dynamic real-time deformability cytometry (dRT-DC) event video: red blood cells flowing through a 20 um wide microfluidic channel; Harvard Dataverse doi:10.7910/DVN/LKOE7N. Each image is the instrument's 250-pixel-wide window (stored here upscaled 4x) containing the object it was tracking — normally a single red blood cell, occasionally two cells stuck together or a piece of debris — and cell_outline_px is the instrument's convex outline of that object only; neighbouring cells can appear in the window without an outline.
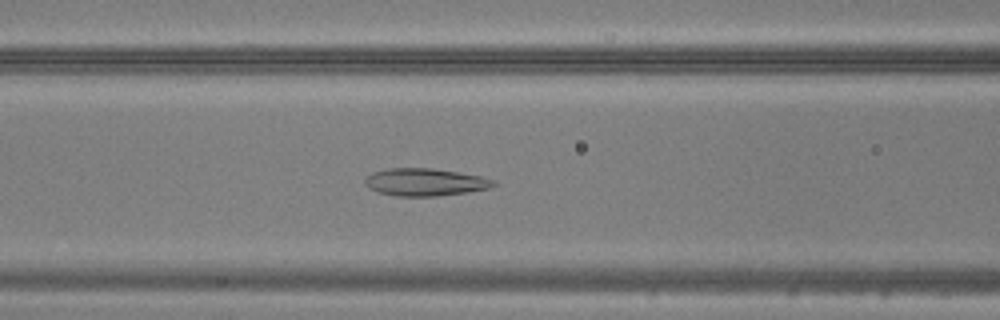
{"species": "common noctule bat (a hibernating species)", "species_latin": "Nyctalus noctula", "temperature_condition": "warm", "stored_images_in_passage": 48, "camera_frame_rate_fps": 3000, "um_per_image_px": 0.085, "animal": {"sex": "male", "body_mass_g": 20.5, "forearm_length_mm": 52.5}, "frame": {"image": 1, "passage_image": 20, "time_ms": 6.333, "image_size_px": [1000, 320], "cell_outline_px": [[496, 184], [488, 188], [468, 192], [436, 196], [396, 196], [380, 192], [368, 188], [364, 184], [364, 180], [372, 172], [384, 168], [432, 168], [480, 176], [496, 180]], "centroid_in_image_um": [36.1, 15.47], "position_along_channel_um": 130.5, "area_um2": 20.58}}
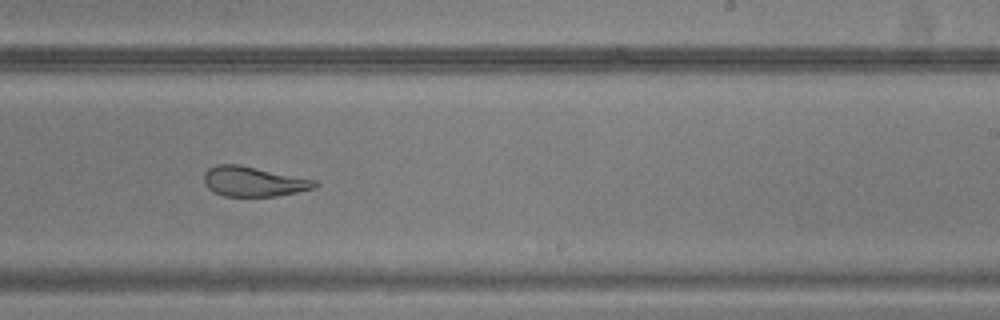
{"frame": {"image": 2, "passage_image": 30, "time_ms": 9.667, "image_size_px": [1000, 320], "cell_outline_px": [[320, 184], [316, 188], [276, 196], [224, 196], [208, 188], [204, 184], [204, 172], [208, 168], [216, 164], [240, 164], [316, 180]], "centroid_in_image_um": [21.55, 15.42], "position_along_channel_um": 267.4, "area_um2": 19.42}}
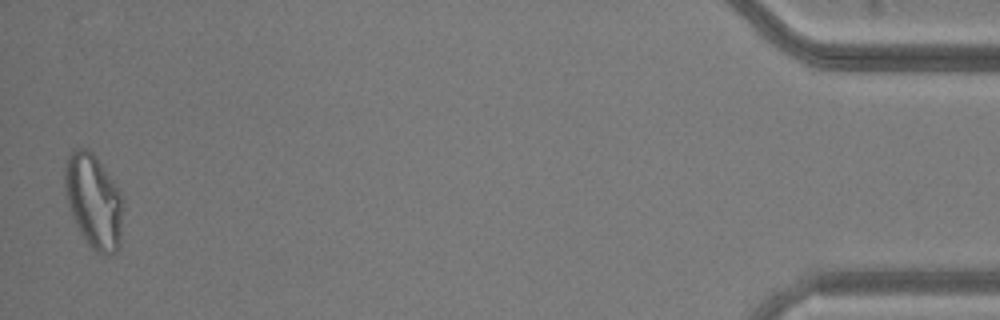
{"frame": {"image": 3, "passage_image": 48, "time_ms": 15.667, "image_size_px": [1000, 320], "cell_outline_px": [[120, 248], [112, 256], [104, 256], [96, 252], [88, 244], [80, 232], [72, 216], [68, 204], [64, 184], [64, 172], [68, 156], [72, 148], [84, 148], [92, 152], [96, 156], [120, 192]], "centroid_in_image_um": [7.93, 17.11], "position_along_channel_um": 427.3, "area_um2": 31.5}}